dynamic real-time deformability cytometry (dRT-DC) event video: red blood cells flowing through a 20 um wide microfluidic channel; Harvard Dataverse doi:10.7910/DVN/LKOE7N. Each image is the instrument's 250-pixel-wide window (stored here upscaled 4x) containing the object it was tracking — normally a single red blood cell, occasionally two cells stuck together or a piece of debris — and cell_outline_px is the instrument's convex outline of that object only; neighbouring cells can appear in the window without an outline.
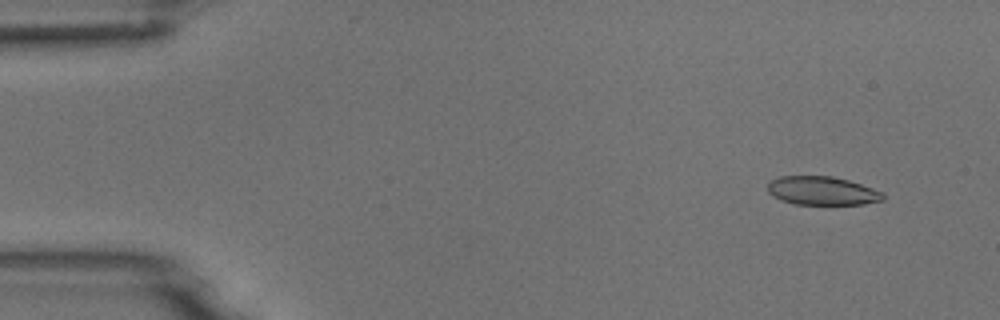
{"species": "common noctule bat (a hibernating species)", "species_latin": "Nyctalus noctula", "temperature_condition": "room temperature", "stored_images_in_passage": 5, "camera_frame_rate_fps": 3000, "um_per_image_px": 0.085, "animal": {"sex": "male", "body_mass_g": 18.8}, "frame": {"image": 1, "passage_image": 2, "time_ms": 1.0, "image_size_px": [1000, 320], "cell_outline_px": [[884, 200], [864, 204], [796, 204], [780, 200], [772, 196], [768, 192], [768, 184], [772, 180], [780, 176], [832, 176], [848, 180], [884, 192]], "centroid_in_image_um": [69.89, 16.22], "position_along_channel_um": 15.1, "area_um2": 19.19}}
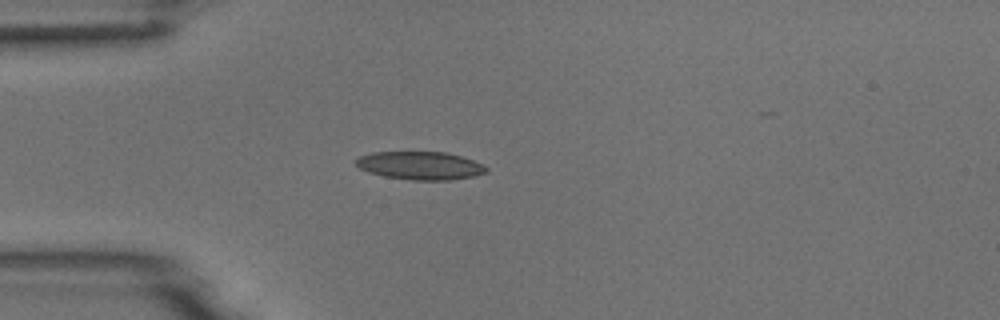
{"frame": {"image": 2, "passage_image": 5, "time_ms": 4.333, "image_size_px": [1000, 320], "cell_outline_px": [[488, 172], [472, 176], [452, 180], [412, 180], [384, 176], [368, 172], [360, 168], [356, 164], [356, 160], [360, 156], [372, 152], [444, 152], [460, 156], [484, 164], [488, 168]], "centroid_in_image_um": [35.73, 14.08], "position_along_channel_um": 49.3, "area_um2": 21.27}}